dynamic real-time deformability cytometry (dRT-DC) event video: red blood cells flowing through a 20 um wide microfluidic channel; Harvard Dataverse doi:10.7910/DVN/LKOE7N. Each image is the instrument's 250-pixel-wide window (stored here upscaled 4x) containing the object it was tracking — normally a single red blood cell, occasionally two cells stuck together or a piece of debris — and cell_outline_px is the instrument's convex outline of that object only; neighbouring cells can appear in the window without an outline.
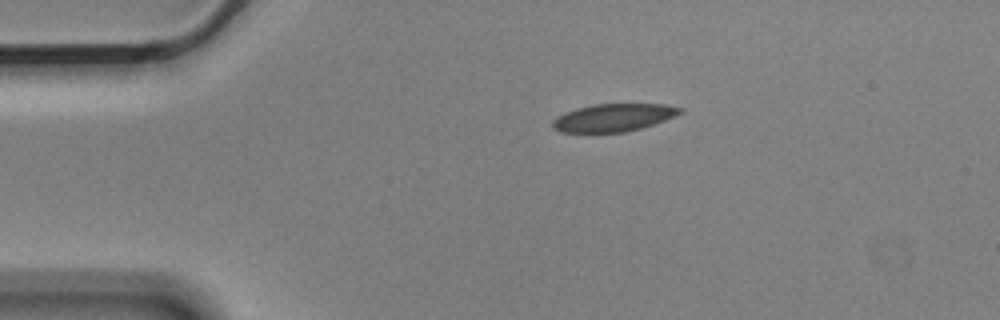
{"species": "Egyptian fruit bat (a non-hibernating species)", "species_latin": "Rousettus aegyptiacus", "temperature_condition": "cold", "stored_images_in_passage": 2, "camera_frame_rate_fps": 3000, "um_per_image_px": 0.085, "animal": {"sex": "male"}, "frame": {"image": 1, "passage_image": 1, "time_ms": 0.0, "image_size_px": [1000, 320], "cell_outline_px": [[684, 112], [664, 120], [640, 128], [624, 132], [560, 132], [552, 128], [552, 120], [576, 108], [596, 104], [664, 104], [684, 108]], "centroid_in_image_um": [52.17, 9.99], "position_along_channel_um": 32.8, "area_um2": 20.35}}